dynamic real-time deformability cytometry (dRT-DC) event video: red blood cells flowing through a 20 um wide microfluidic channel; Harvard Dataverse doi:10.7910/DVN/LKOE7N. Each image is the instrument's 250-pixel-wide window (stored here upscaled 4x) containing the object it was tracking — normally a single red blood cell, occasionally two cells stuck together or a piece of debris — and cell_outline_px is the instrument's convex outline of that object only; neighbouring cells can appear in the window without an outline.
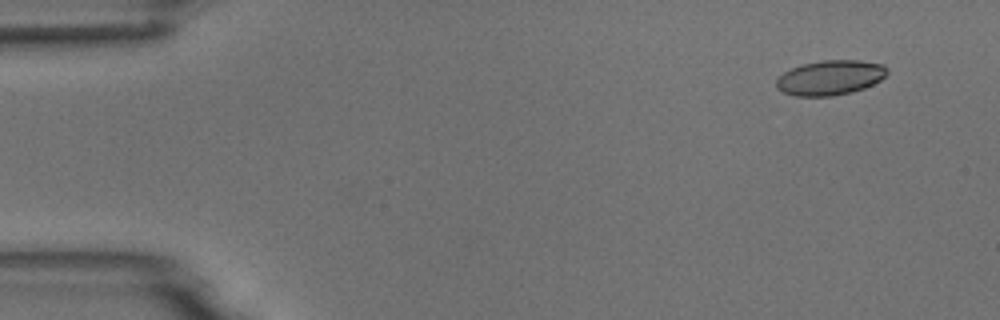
{"species": "common noctule bat (a hibernating species)", "species_latin": "Nyctalus noctula", "temperature_condition": "room temperature", "stored_images_in_passage": 4, "camera_frame_rate_fps": 3000, "um_per_image_px": 0.085, "animal": {"sex": "male", "body_mass_g": 18.8}, "frame": {"image": 1, "passage_image": 1, "time_ms": 0.0, "image_size_px": [1000, 320], "cell_outline_px": [[888, 72], [880, 80], [864, 88], [852, 92], [832, 96], [796, 96], [784, 92], [776, 88], [776, 76], [800, 64], [820, 60], [860, 60], [884, 64], [888, 68]], "centroid_in_image_um": [70.55, 6.59], "position_along_channel_um": 14.5, "area_um2": 22.72}}
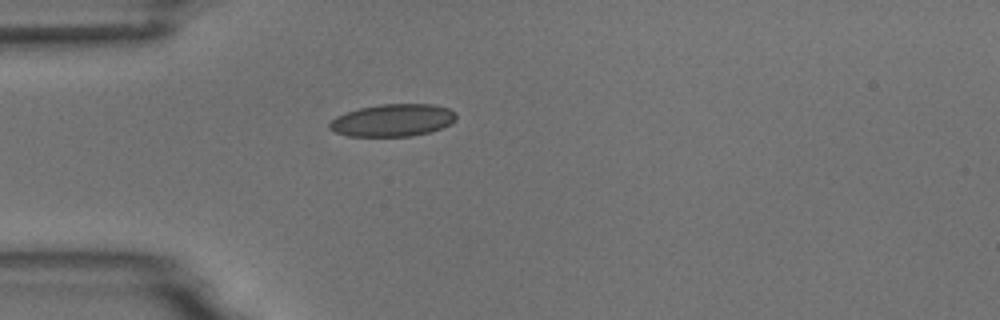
{"frame": {"image": 2, "passage_image": 4, "time_ms": 3.667, "image_size_px": [1000, 320], "cell_outline_px": [[456, 120], [452, 124], [428, 132], [412, 136], [348, 136], [332, 132], [328, 128], [328, 124], [336, 116], [360, 108], [380, 104], [432, 104], [448, 108], [456, 112]], "centroid_in_image_um": [33.38, 10.22], "position_along_channel_um": 51.6, "area_um2": 23.99}}